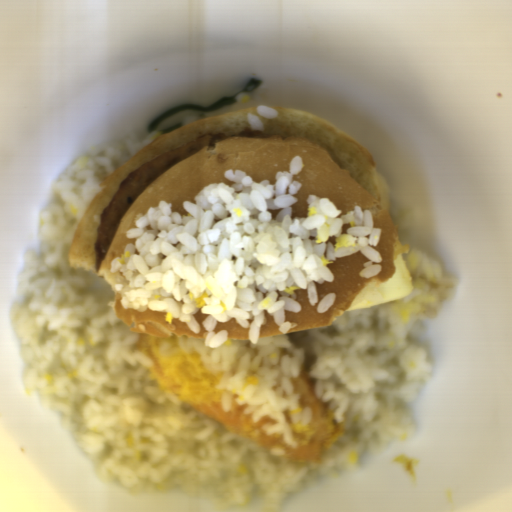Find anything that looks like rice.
Returning <instances> with one entry per match:
<instances>
[{
	"mask_svg": "<svg viewBox=\"0 0 512 512\" xmlns=\"http://www.w3.org/2000/svg\"><path fill=\"white\" fill-rule=\"evenodd\" d=\"M255 106L248 129L265 126L278 111L256 94L241 93L212 112L182 110L142 137L124 138L89 150L58 178L38 215L39 248L21 257L20 295L12 324L26 365L22 384L45 408L60 415L83 455L102 480L129 493L207 490L224 503L245 505L259 497L264 512H280L285 500L316 477L356 470L360 457L385 455L397 439L416 434L414 401L433 378L434 364L421 337L428 319L456 289L445 266L416 249L409 233L418 207L388 196L399 251L413 290L404 298L343 312L323 329L259 338L267 310L287 332L285 311H299L296 289H307L317 311L337 294L318 298L316 281L330 283L331 261L360 252L370 258L359 276L373 278L384 266L377 244L382 229L373 212H343L330 199L307 195L308 213L292 219L302 183V155L274 183L254 181L225 169L183 202L187 215L159 202L135 217L126 231L135 240L110 271L128 281L123 308L165 311L207 338L175 336L183 352L195 353L222 374L217 387L225 410L248 405L253 423L268 416L297 447L294 424L307 425L314 411L299 404L294 379L304 370L316 378L315 397L329 402L344 432L319 463L285 460L200 416L162 389L134 348L135 333L113 309L114 291L96 272L70 268L69 251L83 214L106 178L138 149L166 132L207 116ZM237 318L250 339L217 334V322Z\"/></svg>",
	"mask_w": 512,
	"mask_h": 512,
	"instance_id": "rice-1",
	"label": "rice"
}]
</instances>
